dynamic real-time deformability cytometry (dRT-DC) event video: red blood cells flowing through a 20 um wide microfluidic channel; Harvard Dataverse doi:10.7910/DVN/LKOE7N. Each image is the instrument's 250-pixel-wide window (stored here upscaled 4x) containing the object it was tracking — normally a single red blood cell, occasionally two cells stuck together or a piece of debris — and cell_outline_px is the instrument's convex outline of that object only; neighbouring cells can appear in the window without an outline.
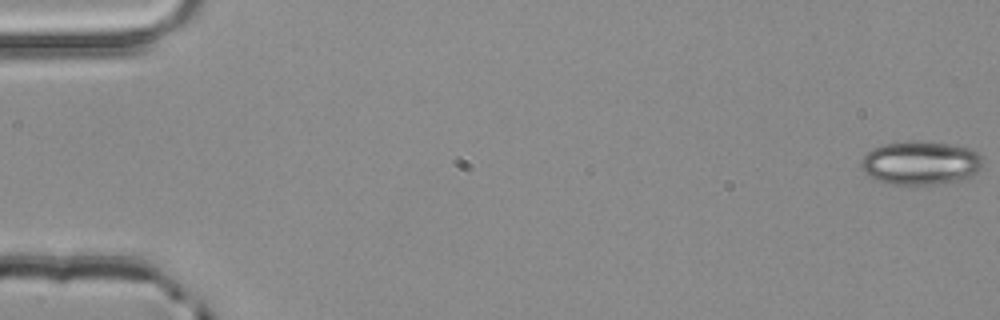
{"species": "common noctule bat (a hibernating species)", "species_latin": "Nyctalus noctula", "temperature_condition": "room temperature", "stored_images_in_passage": 6, "camera_frame_rate_fps": 3000, "um_per_image_px": 0.085, "animal": {"sex": "male", "body_mass_g": 20.4}, "frame": {"image": 1, "passage_image": 1, "time_ms": 0.0, "image_size_px": [1000, 320], "cell_outline_px": [[980, 168], [972, 176], [956, 180], [932, 184], [888, 184], [872, 180], [864, 172], [860, 164], [864, 156], [872, 148], [884, 144], [916, 140], [952, 144], [968, 148], [976, 152], [980, 156]], "centroid_in_image_um": [78.18, 13.84], "position_along_channel_um": 6.8, "area_um2": 30.81}}